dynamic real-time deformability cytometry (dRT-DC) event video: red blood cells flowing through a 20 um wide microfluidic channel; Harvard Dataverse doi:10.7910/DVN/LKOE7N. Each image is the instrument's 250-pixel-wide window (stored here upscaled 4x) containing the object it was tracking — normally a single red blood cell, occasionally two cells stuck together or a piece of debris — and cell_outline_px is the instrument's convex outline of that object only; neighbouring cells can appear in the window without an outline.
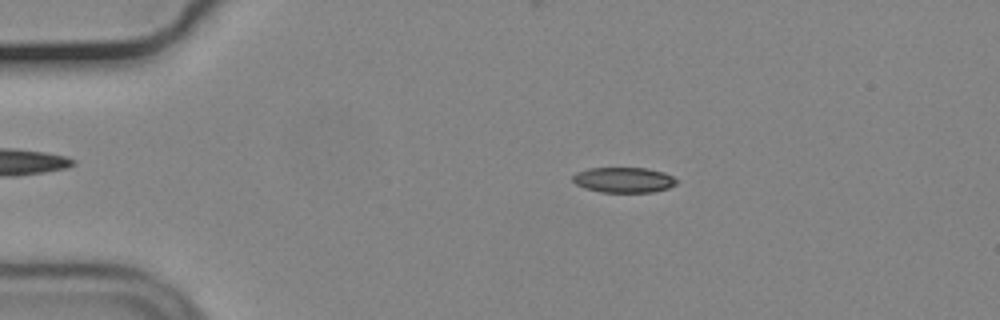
{"species": "common noctule bat (a hibernating species)", "species_latin": "Nyctalus noctula", "temperature_condition": "cold", "stored_images_in_passage": 27, "camera_frame_rate_fps": 3000, "um_per_image_px": 0.085, "animal": {"sex": "male", "body_mass_g": 19.2, "forearm_length_mm": 51.8}, "frame": {"image": 1, "passage_image": 7, "time_ms": 2.0, "image_size_px": [1000, 320], "cell_outline_px": [[680, 180], [676, 184], [668, 188], [652, 192], [600, 192], [584, 188], [576, 184], [572, 180], [572, 176], [576, 172], [588, 168], [648, 168], [664, 172]], "centroid_in_image_um": [53.02, 15.29], "position_along_channel_um": 32.0, "area_um2": 15.49}}
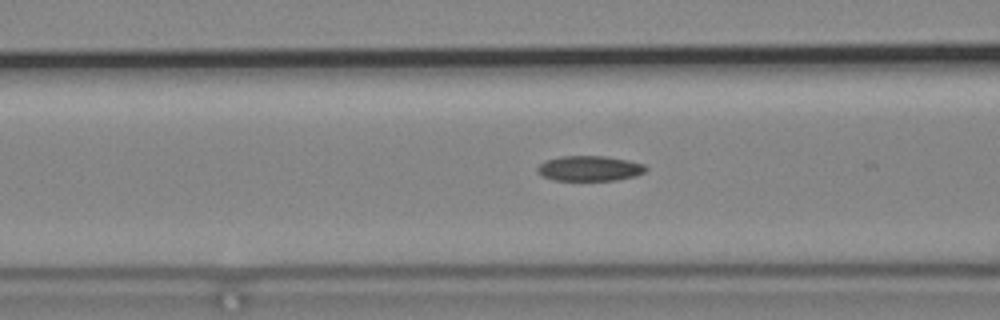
{"frame": {"image": 2, "passage_image": 18, "time_ms": 5.667, "image_size_px": [1000, 320], "cell_outline_px": [[648, 168], [644, 172], [636, 176], [616, 180], [556, 180], [544, 176], [536, 172], [536, 168], [544, 160], [560, 156], [608, 156], [628, 160], [644, 164]], "centroid_in_image_um": [50.12, 14.3], "position_along_channel_um": 116.5, "area_um2": 16.01}}
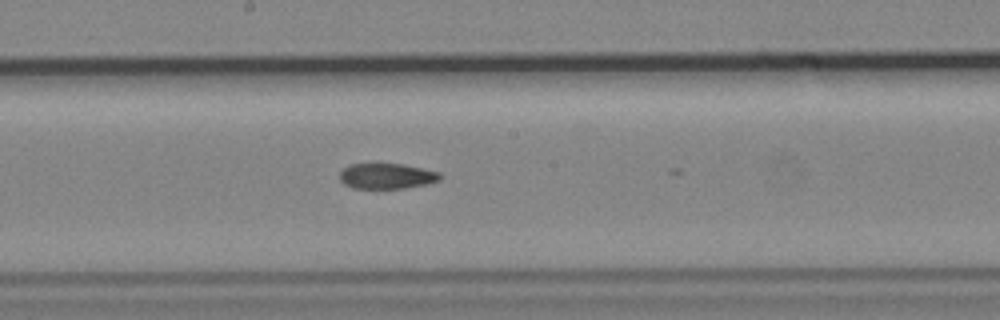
{"frame": {"image": 3, "passage_image": 26, "time_ms": 8.333, "image_size_px": [1000, 320], "cell_outline_px": [[444, 176], [440, 180], [428, 184], [404, 188], [352, 188], [344, 184], [340, 180], [340, 172], [348, 164], [376, 160], [404, 164], [440, 172]], "centroid_in_image_um": [32.86, 14.91], "position_along_channel_um": 215.3, "area_um2": 15.84}}